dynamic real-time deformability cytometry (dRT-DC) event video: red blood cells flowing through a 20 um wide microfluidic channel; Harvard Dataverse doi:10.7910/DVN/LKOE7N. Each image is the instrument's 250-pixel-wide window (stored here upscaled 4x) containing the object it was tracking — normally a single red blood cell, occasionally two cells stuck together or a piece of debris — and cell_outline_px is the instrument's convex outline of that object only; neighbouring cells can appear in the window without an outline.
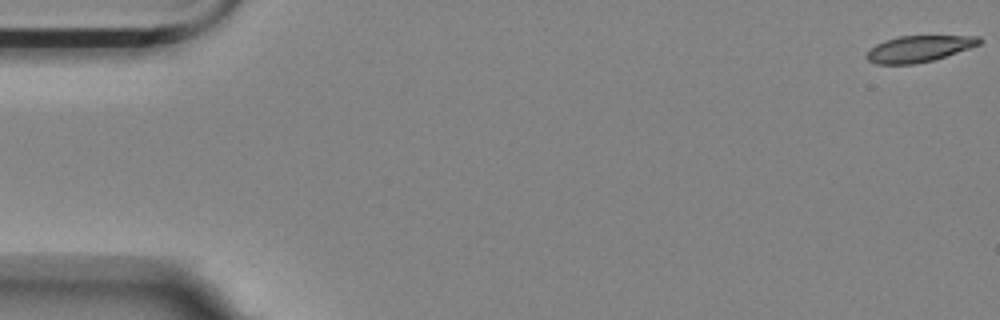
{"species": "Egyptian fruit bat (a non-hibernating species)", "species_latin": "Rousettus aegyptiacus", "temperature_condition": "room temperature", "stored_images_in_passage": 57, "camera_frame_rate_fps": 3000, "um_per_image_px": 0.085, "animal": {"sex": "female"}, "frame": {"image": 1, "passage_image": 1, "time_ms": 0.0, "image_size_px": [1000, 320], "cell_outline_px": [[984, 40], [980, 44], [932, 60], [916, 64], [876, 64], [868, 60], [864, 56], [868, 48], [884, 40], [900, 36], [980, 36]], "centroid_in_image_um": [78.05, 4.14], "position_along_channel_um": 6.9, "area_um2": 17.28}}
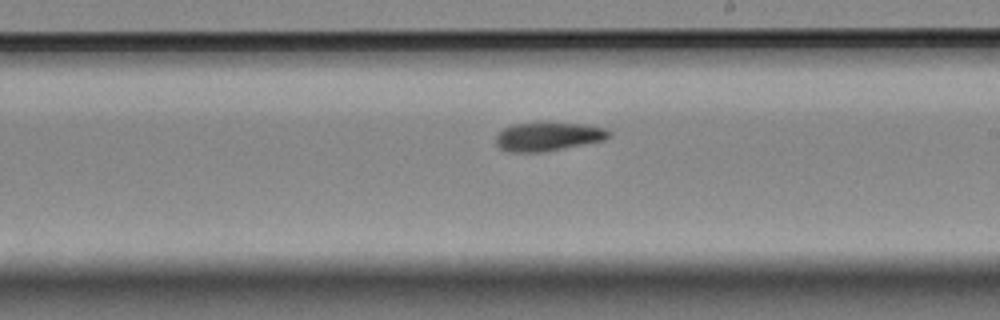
{"frame": {"image": 2, "passage_image": 33, "time_ms": 10.667, "image_size_px": [1000, 320], "cell_outline_px": [[612, 136], [604, 140], [540, 152], [508, 152], [500, 148], [496, 144], [496, 136], [504, 128], [512, 124], [580, 124], [608, 128], [612, 132]], "centroid_in_image_um": [46.61, 11.62], "position_along_channel_um": 242.4, "area_um2": 18.44}}
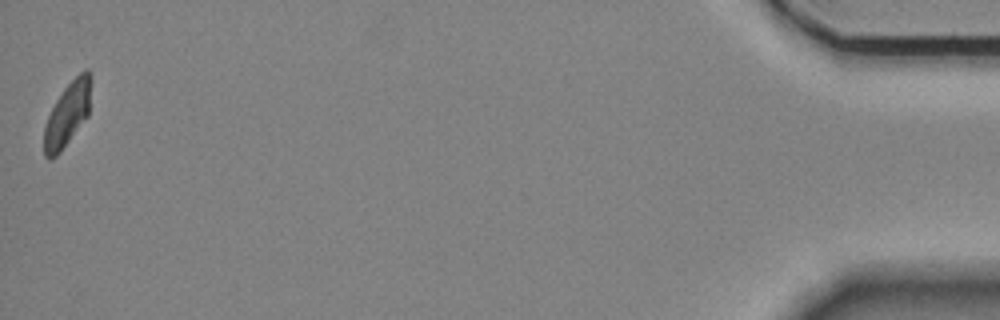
{"frame": {"image": 3, "passage_image": 57, "time_ms": 18.667, "image_size_px": [1000, 320], "cell_outline_px": [[92, 80], [88, 116], [60, 152], [56, 156], [48, 160], [44, 156], [44, 128], [48, 116], [56, 100], [64, 88], [84, 68], [88, 68], [92, 76]], "centroid_in_image_um": [5.75, 9.68], "position_along_channel_um": 429.4, "area_um2": 17.57}, "authors_computed_cell_mechanics": {"area_um2": 19.0162, "velocity_mm_per_s": 3.504, "shape_relaxation_time_tau1_ms": 9.2171, "shape_relaxation_time_tau2_ms": null, "deformation_change_tau1": 0.218, "deformation_change_tau2": null}}